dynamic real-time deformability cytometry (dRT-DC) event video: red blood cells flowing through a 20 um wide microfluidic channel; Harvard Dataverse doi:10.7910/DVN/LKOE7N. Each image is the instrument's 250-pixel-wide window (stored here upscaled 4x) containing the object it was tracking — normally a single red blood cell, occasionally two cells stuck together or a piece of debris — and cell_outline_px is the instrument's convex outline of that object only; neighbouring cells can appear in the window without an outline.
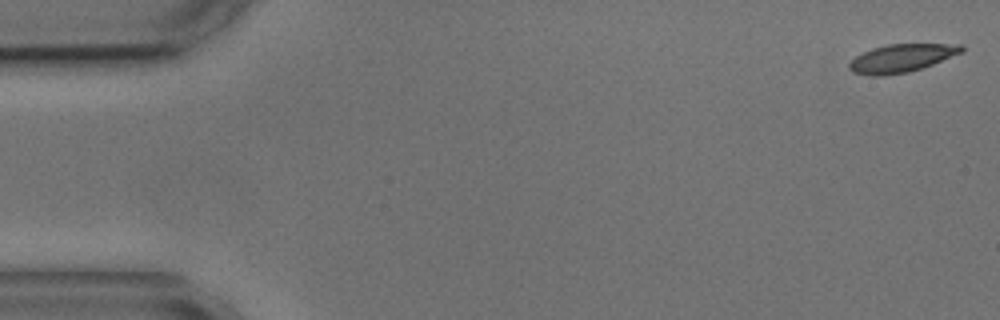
{"species": "common noctule bat (a hibernating species)", "species_latin": "Nyctalus noctula", "temperature_condition": "cold", "stored_images_in_passage": 4, "camera_frame_rate_fps": 3000, "um_per_image_px": 0.085, "animal": {"sex": "male", "body_mass_g": 17.9, "forearm_length_mm": 54.2}, "frame": {"image": 1, "passage_image": 1, "time_ms": 0.0, "image_size_px": [1000, 320], "cell_outline_px": [[964, 52], [932, 64], [908, 72], [884, 76], [872, 76], [852, 72], [848, 68], [848, 64], [856, 56], [872, 48], [888, 44], [964, 44]], "centroid_in_image_um": [76.63, 4.94], "position_along_channel_um": 8.4, "area_um2": 18.38}}
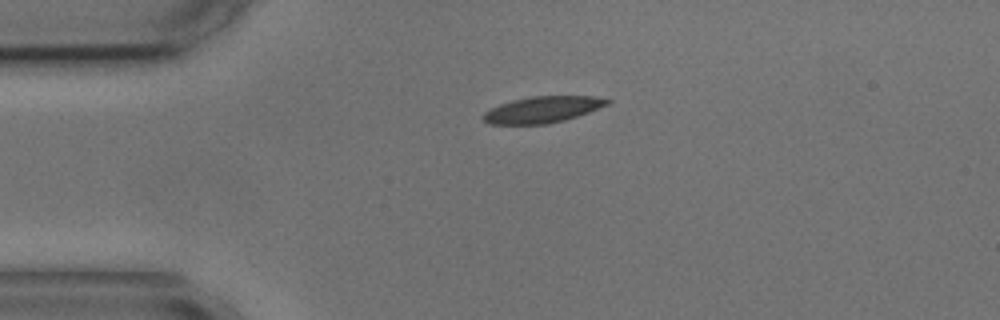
{"frame": {"image": 2, "passage_image": 4, "time_ms": 3.667, "image_size_px": [1000, 320], "cell_outline_px": [[612, 100], [608, 104], [588, 112], [564, 120], [548, 124], [488, 124], [480, 116], [484, 112], [500, 104], [512, 100], [532, 96], [596, 96]], "centroid_in_image_um": [46.09, 9.31], "position_along_channel_um": 38.9, "area_um2": 18.96}}